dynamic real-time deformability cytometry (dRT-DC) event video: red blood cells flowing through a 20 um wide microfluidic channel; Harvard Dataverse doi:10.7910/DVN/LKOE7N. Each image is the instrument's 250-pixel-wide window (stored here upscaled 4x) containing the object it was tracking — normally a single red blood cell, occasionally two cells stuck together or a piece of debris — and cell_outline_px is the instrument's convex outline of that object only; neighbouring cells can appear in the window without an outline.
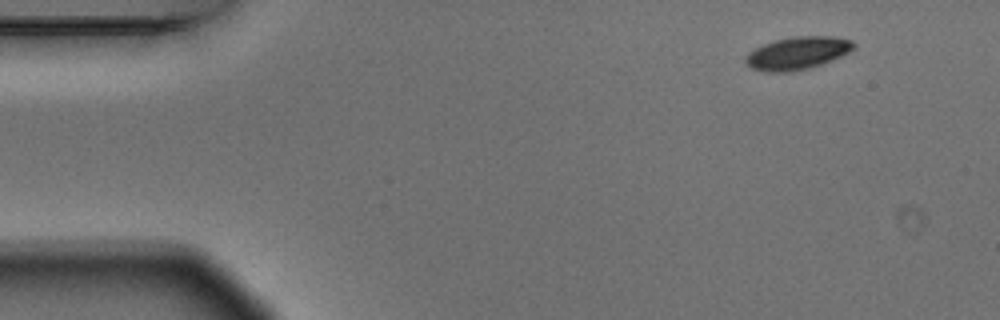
{"species": "Egyptian fruit bat (a non-hibernating species)", "species_latin": "Rousettus aegyptiacus", "temperature_condition": "warm", "stored_images_in_passage": 3, "camera_frame_rate_fps": 3000, "um_per_image_px": 0.085, "animal": {"sex": "male"}, "frame": {"image": 1, "passage_image": 1, "time_ms": 0.0, "image_size_px": [1000, 320], "cell_outline_px": [[856, 44], [848, 52], [840, 56], [820, 64], [808, 68], [788, 72], [768, 72], [752, 68], [744, 60], [744, 56], [748, 52], [764, 44], [776, 40], [796, 36], [832, 36], [852, 40]], "centroid_in_image_um": [67.76, 4.51], "position_along_channel_um": 17.2, "area_um2": 20.29}}